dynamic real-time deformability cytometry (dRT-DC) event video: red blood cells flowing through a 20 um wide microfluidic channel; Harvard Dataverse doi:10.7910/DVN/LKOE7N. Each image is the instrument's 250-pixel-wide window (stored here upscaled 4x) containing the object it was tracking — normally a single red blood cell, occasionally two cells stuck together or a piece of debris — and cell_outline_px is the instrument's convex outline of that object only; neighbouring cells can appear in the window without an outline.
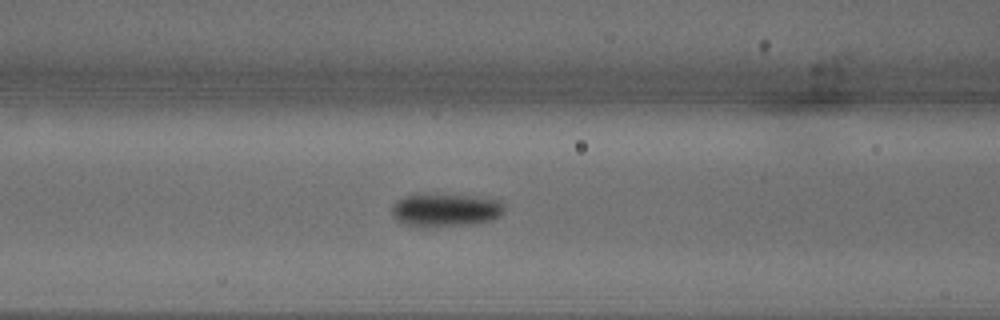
{"species": "common noctule bat (a hibernating species)", "species_latin": "Nyctalus noctula", "temperature_condition": "warm", "stored_images_in_passage": 31, "camera_frame_rate_fps": 3000, "um_per_image_px": 0.085, "animal": {"sex": "male", "body_mass_g": 18.8}, "frame": {"image": 1, "passage_image": 10, "time_ms": 3.0, "image_size_px": [1000, 320], "cell_outline_px": [[504, 208], [500, 216], [492, 220], [476, 224], [428, 228], [420, 228], [404, 224], [396, 220], [392, 216], [392, 204], [396, 200], [404, 196], [416, 192], [436, 192], [476, 196], [500, 200], [504, 204]], "centroid_in_image_um": [37.81, 17.83], "position_along_channel_um": 128.8, "area_um2": 23.12}}
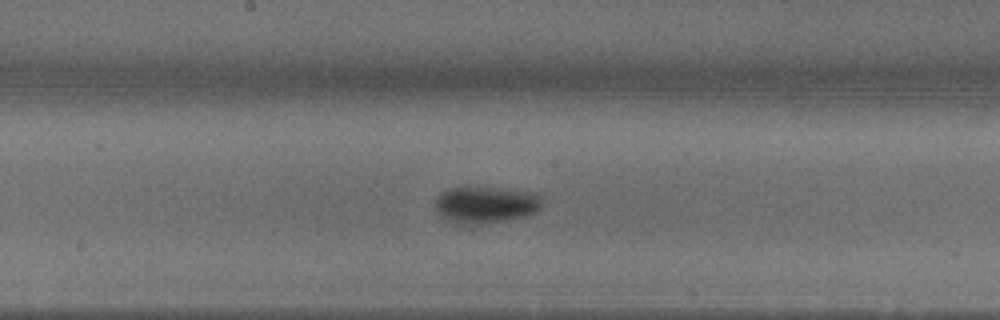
{"frame": {"image": 2, "passage_image": 14, "time_ms": 4.333, "image_size_px": [1000, 320], "cell_outline_px": [[544, 196], [540, 208], [536, 212], [524, 216], [480, 224], [464, 224], [448, 220], [440, 216], [436, 212], [436, 196], [440, 192], [448, 188], [496, 188], [536, 192]], "centroid_in_image_um": [41.3, 17.39], "position_along_channel_um": 206.9, "area_um2": 22.83}}